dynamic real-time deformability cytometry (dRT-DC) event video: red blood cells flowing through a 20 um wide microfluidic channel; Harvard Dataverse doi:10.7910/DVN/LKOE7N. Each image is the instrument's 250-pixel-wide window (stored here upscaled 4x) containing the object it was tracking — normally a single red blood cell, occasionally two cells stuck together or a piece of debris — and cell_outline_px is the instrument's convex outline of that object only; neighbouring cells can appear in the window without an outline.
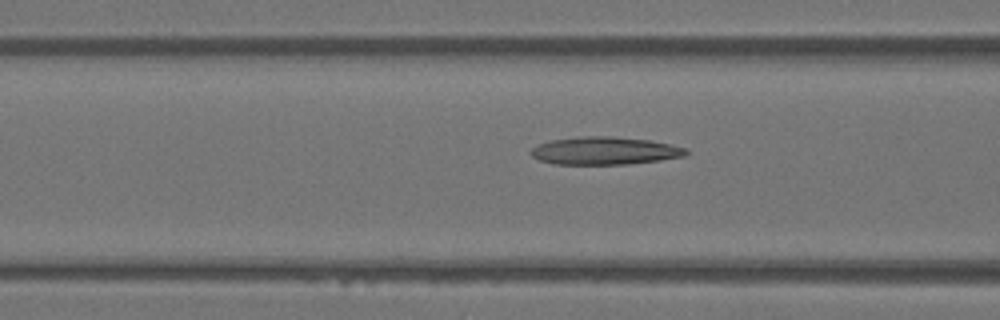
{"species": "Egyptian fruit bat (a non-hibernating species)", "species_latin": "Rousettus aegyptiacus", "temperature_condition": "warm", "stored_images_in_passage": 9, "camera_frame_rate_fps": 3000, "um_per_image_px": 0.085, "animal": {"sex": "female"}, "frame": {"image": 1, "passage_image": 7, "time_ms": 2.0, "image_size_px": [1000, 320], "cell_outline_px": [[688, 152], [684, 156], [660, 160], [628, 164], [556, 164], [540, 160], [532, 156], [528, 152], [532, 148], [540, 144], [552, 140], [580, 136], [612, 136], [648, 140], [688, 148]], "centroid_in_image_um": [51.4, 12.81], "position_along_channel_um": 115.2, "area_um2": 24.97}}